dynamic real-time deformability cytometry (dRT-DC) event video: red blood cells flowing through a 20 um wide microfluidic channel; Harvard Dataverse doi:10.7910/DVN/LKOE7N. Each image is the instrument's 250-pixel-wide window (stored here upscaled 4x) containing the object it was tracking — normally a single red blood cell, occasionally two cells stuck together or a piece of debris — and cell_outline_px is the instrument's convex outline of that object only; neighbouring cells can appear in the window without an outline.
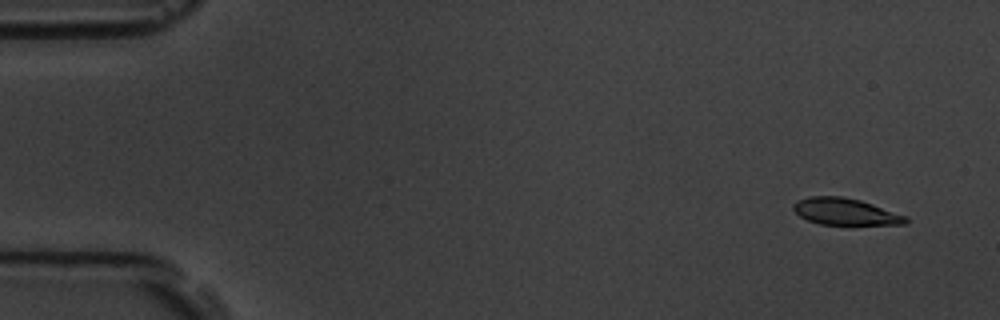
{"species": "common noctule bat (a hibernating species)", "species_latin": "Nyctalus noctula", "temperature_condition": "room temperature", "stored_images_in_passage": 5, "camera_frame_rate_fps": 3000, "um_per_image_px": 0.085, "animal": {"sex": "male", "body_mass_g": 19.5, "forearm_length_mm": 54.6}, "frame": {"image": 1, "passage_image": 1, "time_ms": 0.0, "image_size_px": [1000, 320], "cell_outline_px": [[908, 224], [820, 224], [808, 220], [800, 216], [792, 208], [792, 204], [796, 200], [808, 196], [840, 196], [860, 200], [908, 216]], "centroid_in_image_um": [71.83, 17.98], "position_along_channel_um": 13.2, "area_um2": 17.46}}
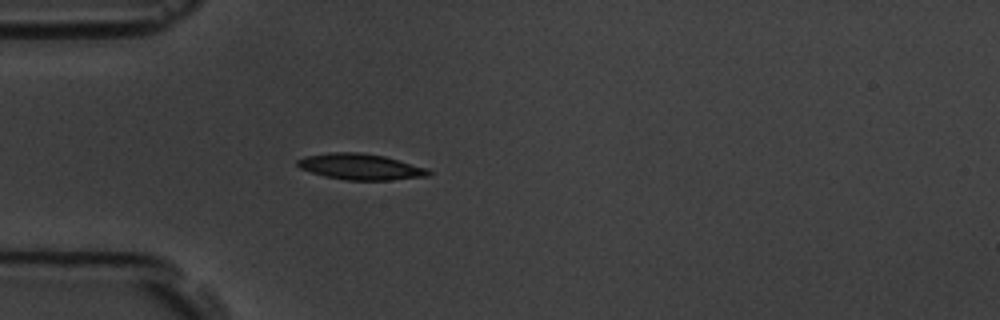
{"frame": {"image": 2, "passage_image": 5, "time_ms": 4.333, "image_size_px": [1000, 320], "cell_outline_px": [[432, 176], [388, 180], [344, 180], [324, 176], [300, 168], [296, 164], [296, 160], [304, 156], [328, 152], [360, 152], [384, 156], [400, 160], [428, 168], [432, 172]], "centroid_in_image_um": [30.66, 14.17], "position_along_channel_um": 54.3, "area_um2": 20.11}}